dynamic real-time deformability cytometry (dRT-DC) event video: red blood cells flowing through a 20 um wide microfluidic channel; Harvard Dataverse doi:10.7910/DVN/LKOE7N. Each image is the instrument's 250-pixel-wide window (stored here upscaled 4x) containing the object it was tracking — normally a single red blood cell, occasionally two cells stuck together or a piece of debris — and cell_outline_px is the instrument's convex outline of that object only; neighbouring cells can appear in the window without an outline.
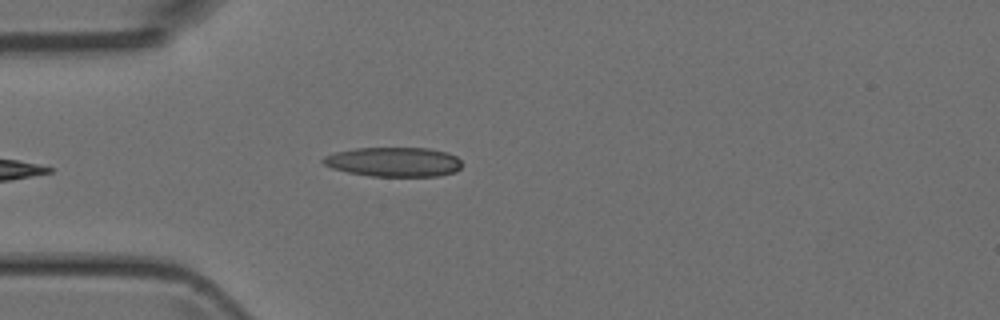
{"species": "Egyptian fruit bat (a non-hibernating species)", "species_latin": "Rousettus aegyptiacus", "temperature_condition": "room temperature", "stored_images_in_passage": 3, "camera_frame_rate_fps": 3000, "um_per_image_px": 0.085, "animal": {"sex": "female"}, "frame": {"image": 1, "passage_image": 3, "time_ms": 3.333, "image_size_px": [1000, 320], "cell_outline_px": [[460, 168], [456, 172], [440, 176], [372, 176], [348, 172], [332, 168], [324, 164], [320, 160], [324, 156], [336, 152], [356, 148], [428, 148], [448, 152], [456, 156], [460, 160]], "centroid_in_image_um": [33.48, 13.76], "position_along_channel_um": 51.5, "area_um2": 23.87}}